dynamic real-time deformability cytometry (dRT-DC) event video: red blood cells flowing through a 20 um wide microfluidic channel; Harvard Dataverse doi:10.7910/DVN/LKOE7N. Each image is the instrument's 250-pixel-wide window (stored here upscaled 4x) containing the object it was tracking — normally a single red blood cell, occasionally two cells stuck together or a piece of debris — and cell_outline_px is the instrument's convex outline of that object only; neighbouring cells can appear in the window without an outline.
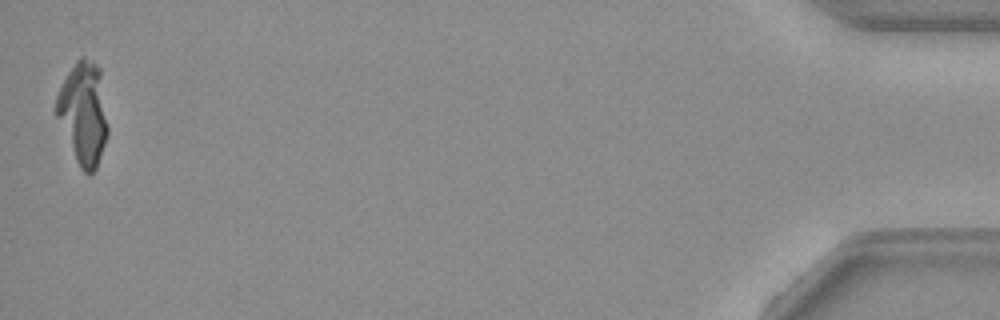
{"species": "common noctule bat (a hibernating species)", "species_latin": "Nyctalus noctula", "temperature_condition": "warm", "stored_images_in_passage": 52, "camera_frame_rate_fps": 3000, "um_per_image_px": 0.085, "animal": {"sex": "female", "body_mass_g": 19.3, "forearm_length_mm": 54.1}, "frame": {"image": 1, "passage_image": 52, "time_ms": 17.0, "image_size_px": [1000, 320], "cell_outline_px": [[108, 132], [96, 168], [88, 176], [80, 168], [76, 160], [56, 116], [56, 96], [68, 72], [76, 60], [80, 56], [84, 56], [96, 64], [100, 68], [108, 128]], "centroid_in_image_um": [7.09, 9.6], "position_along_channel_um": 428.1, "area_um2": 30.4}}